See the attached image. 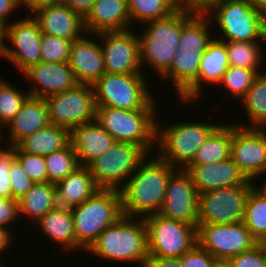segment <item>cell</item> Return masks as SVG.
<instances>
[{
	"instance_id": "obj_34",
	"label": "cell",
	"mask_w": 266,
	"mask_h": 267,
	"mask_svg": "<svg viewBox=\"0 0 266 267\" xmlns=\"http://www.w3.org/2000/svg\"><path fill=\"white\" fill-rule=\"evenodd\" d=\"M130 20L147 23L168 17L180 7L177 0H127Z\"/></svg>"
},
{
	"instance_id": "obj_35",
	"label": "cell",
	"mask_w": 266,
	"mask_h": 267,
	"mask_svg": "<svg viewBox=\"0 0 266 267\" xmlns=\"http://www.w3.org/2000/svg\"><path fill=\"white\" fill-rule=\"evenodd\" d=\"M242 222L257 241L266 235V196L256 186L248 195Z\"/></svg>"
},
{
	"instance_id": "obj_39",
	"label": "cell",
	"mask_w": 266,
	"mask_h": 267,
	"mask_svg": "<svg viewBox=\"0 0 266 267\" xmlns=\"http://www.w3.org/2000/svg\"><path fill=\"white\" fill-rule=\"evenodd\" d=\"M259 73L262 72L245 67L229 66L219 84H223V87L228 90V93L233 94V97L242 99Z\"/></svg>"
},
{
	"instance_id": "obj_29",
	"label": "cell",
	"mask_w": 266,
	"mask_h": 267,
	"mask_svg": "<svg viewBox=\"0 0 266 267\" xmlns=\"http://www.w3.org/2000/svg\"><path fill=\"white\" fill-rule=\"evenodd\" d=\"M70 142V131L67 128L49 124L32 135L22 139L16 146L29 154L47 156L65 147Z\"/></svg>"
},
{
	"instance_id": "obj_40",
	"label": "cell",
	"mask_w": 266,
	"mask_h": 267,
	"mask_svg": "<svg viewBox=\"0 0 266 267\" xmlns=\"http://www.w3.org/2000/svg\"><path fill=\"white\" fill-rule=\"evenodd\" d=\"M72 41L53 35L42 34L41 61L47 63H64L69 60Z\"/></svg>"
},
{
	"instance_id": "obj_11",
	"label": "cell",
	"mask_w": 266,
	"mask_h": 267,
	"mask_svg": "<svg viewBox=\"0 0 266 267\" xmlns=\"http://www.w3.org/2000/svg\"><path fill=\"white\" fill-rule=\"evenodd\" d=\"M247 180L238 186L222 187L199 194L198 224H233L243 221L246 201L256 186Z\"/></svg>"
},
{
	"instance_id": "obj_41",
	"label": "cell",
	"mask_w": 266,
	"mask_h": 267,
	"mask_svg": "<svg viewBox=\"0 0 266 267\" xmlns=\"http://www.w3.org/2000/svg\"><path fill=\"white\" fill-rule=\"evenodd\" d=\"M15 158L21 163L26 174L34 183L48 182L44 156L22 152L15 146Z\"/></svg>"
},
{
	"instance_id": "obj_52",
	"label": "cell",
	"mask_w": 266,
	"mask_h": 267,
	"mask_svg": "<svg viewBox=\"0 0 266 267\" xmlns=\"http://www.w3.org/2000/svg\"><path fill=\"white\" fill-rule=\"evenodd\" d=\"M12 234L13 233H11L9 229L0 226V254H2L3 251L5 252L6 249H10V245L14 243L12 242Z\"/></svg>"
},
{
	"instance_id": "obj_55",
	"label": "cell",
	"mask_w": 266,
	"mask_h": 267,
	"mask_svg": "<svg viewBox=\"0 0 266 267\" xmlns=\"http://www.w3.org/2000/svg\"><path fill=\"white\" fill-rule=\"evenodd\" d=\"M214 267H234L230 259H215Z\"/></svg>"
},
{
	"instance_id": "obj_7",
	"label": "cell",
	"mask_w": 266,
	"mask_h": 267,
	"mask_svg": "<svg viewBox=\"0 0 266 267\" xmlns=\"http://www.w3.org/2000/svg\"><path fill=\"white\" fill-rule=\"evenodd\" d=\"M204 11L207 15H211L210 18L213 17L211 22L217 24L219 30L222 31L221 34L225 35L226 39L218 40L225 42L264 41L265 19L250 0H215Z\"/></svg>"
},
{
	"instance_id": "obj_30",
	"label": "cell",
	"mask_w": 266,
	"mask_h": 267,
	"mask_svg": "<svg viewBox=\"0 0 266 267\" xmlns=\"http://www.w3.org/2000/svg\"><path fill=\"white\" fill-rule=\"evenodd\" d=\"M56 206V187L51 182L34 183L18 200L19 215L31 217L35 223Z\"/></svg>"
},
{
	"instance_id": "obj_20",
	"label": "cell",
	"mask_w": 266,
	"mask_h": 267,
	"mask_svg": "<svg viewBox=\"0 0 266 267\" xmlns=\"http://www.w3.org/2000/svg\"><path fill=\"white\" fill-rule=\"evenodd\" d=\"M68 64L78 82L82 84L93 85L106 74L100 44L84 35L72 41Z\"/></svg>"
},
{
	"instance_id": "obj_36",
	"label": "cell",
	"mask_w": 266,
	"mask_h": 267,
	"mask_svg": "<svg viewBox=\"0 0 266 267\" xmlns=\"http://www.w3.org/2000/svg\"><path fill=\"white\" fill-rule=\"evenodd\" d=\"M48 182L56 183L80 167L71 142L65 147L44 156Z\"/></svg>"
},
{
	"instance_id": "obj_45",
	"label": "cell",
	"mask_w": 266,
	"mask_h": 267,
	"mask_svg": "<svg viewBox=\"0 0 266 267\" xmlns=\"http://www.w3.org/2000/svg\"><path fill=\"white\" fill-rule=\"evenodd\" d=\"M234 267H266V256L258 245L230 258Z\"/></svg>"
},
{
	"instance_id": "obj_19",
	"label": "cell",
	"mask_w": 266,
	"mask_h": 267,
	"mask_svg": "<svg viewBox=\"0 0 266 267\" xmlns=\"http://www.w3.org/2000/svg\"><path fill=\"white\" fill-rule=\"evenodd\" d=\"M32 16L37 20L42 34L74 41L86 33L84 19L60 0L40 8Z\"/></svg>"
},
{
	"instance_id": "obj_23",
	"label": "cell",
	"mask_w": 266,
	"mask_h": 267,
	"mask_svg": "<svg viewBox=\"0 0 266 267\" xmlns=\"http://www.w3.org/2000/svg\"><path fill=\"white\" fill-rule=\"evenodd\" d=\"M70 142L80 166L88 167L116 141L94 120L73 128L70 131Z\"/></svg>"
},
{
	"instance_id": "obj_16",
	"label": "cell",
	"mask_w": 266,
	"mask_h": 267,
	"mask_svg": "<svg viewBox=\"0 0 266 267\" xmlns=\"http://www.w3.org/2000/svg\"><path fill=\"white\" fill-rule=\"evenodd\" d=\"M7 39L13 47L6 44L4 58L11 61L20 72L23 73L30 66L41 62L42 32L33 16L8 24Z\"/></svg>"
},
{
	"instance_id": "obj_48",
	"label": "cell",
	"mask_w": 266,
	"mask_h": 267,
	"mask_svg": "<svg viewBox=\"0 0 266 267\" xmlns=\"http://www.w3.org/2000/svg\"><path fill=\"white\" fill-rule=\"evenodd\" d=\"M145 267H182L179 258L148 257Z\"/></svg>"
},
{
	"instance_id": "obj_51",
	"label": "cell",
	"mask_w": 266,
	"mask_h": 267,
	"mask_svg": "<svg viewBox=\"0 0 266 267\" xmlns=\"http://www.w3.org/2000/svg\"><path fill=\"white\" fill-rule=\"evenodd\" d=\"M215 0H181L182 8L204 11Z\"/></svg>"
},
{
	"instance_id": "obj_13",
	"label": "cell",
	"mask_w": 266,
	"mask_h": 267,
	"mask_svg": "<svg viewBox=\"0 0 266 267\" xmlns=\"http://www.w3.org/2000/svg\"><path fill=\"white\" fill-rule=\"evenodd\" d=\"M197 244L215 259H230L257 245L243 222L233 224H198Z\"/></svg>"
},
{
	"instance_id": "obj_3",
	"label": "cell",
	"mask_w": 266,
	"mask_h": 267,
	"mask_svg": "<svg viewBox=\"0 0 266 267\" xmlns=\"http://www.w3.org/2000/svg\"><path fill=\"white\" fill-rule=\"evenodd\" d=\"M71 213L76 243L87 251L100 233L123 215L120 191L100 189L85 202L72 207Z\"/></svg>"
},
{
	"instance_id": "obj_2",
	"label": "cell",
	"mask_w": 266,
	"mask_h": 267,
	"mask_svg": "<svg viewBox=\"0 0 266 267\" xmlns=\"http://www.w3.org/2000/svg\"><path fill=\"white\" fill-rule=\"evenodd\" d=\"M122 215L104 229L87 252L111 261L138 263L145 267L149 257L145 219Z\"/></svg>"
},
{
	"instance_id": "obj_22",
	"label": "cell",
	"mask_w": 266,
	"mask_h": 267,
	"mask_svg": "<svg viewBox=\"0 0 266 267\" xmlns=\"http://www.w3.org/2000/svg\"><path fill=\"white\" fill-rule=\"evenodd\" d=\"M130 23L127 0H96L84 18L86 36L130 30Z\"/></svg>"
},
{
	"instance_id": "obj_38",
	"label": "cell",
	"mask_w": 266,
	"mask_h": 267,
	"mask_svg": "<svg viewBox=\"0 0 266 267\" xmlns=\"http://www.w3.org/2000/svg\"><path fill=\"white\" fill-rule=\"evenodd\" d=\"M29 93L16 90L15 86L0 79V132L20 111L22 104L29 97Z\"/></svg>"
},
{
	"instance_id": "obj_26",
	"label": "cell",
	"mask_w": 266,
	"mask_h": 267,
	"mask_svg": "<svg viewBox=\"0 0 266 267\" xmlns=\"http://www.w3.org/2000/svg\"><path fill=\"white\" fill-rule=\"evenodd\" d=\"M58 206L72 208L92 197L100 188L90 169L80 166L74 172L55 183Z\"/></svg>"
},
{
	"instance_id": "obj_31",
	"label": "cell",
	"mask_w": 266,
	"mask_h": 267,
	"mask_svg": "<svg viewBox=\"0 0 266 267\" xmlns=\"http://www.w3.org/2000/svg\"><path fill=\"white\" fill-rule=\"evenodd\" d=\"M232 124H220L197 150L189 165L213 164L231 157Z\"/></svg>"
},
{
	"instance_id": "obj_46",
	"label": "cell",
	"mask_w": 266,
	"mask_h": 267,
	"mask_svg": "<svg viewBox=\"0 0 266 267\" xmlns=\"http://www.w3.org/2000/svg\"><path fill=\"white\" fill-rule=\"evenodd\" d=\"M19 217L21 216L19 215L18 200L0 198V226L10 230L8 227Z\"/></svg>"
},
{
	"instance_id": "obj_6",
	"label": "cell",
	"mask_w": 266,
	"mask_h": 267,
	"mask_svg": "<svg viewBox=\"0 0 266 267\" xmlns=\"http://www.w3.org/2000/svg\"><path fill=\"white\" fill-rule=\"evenodd\" d=\"M156 110L97 107L95 120L116 142L133 143L150 153L156 146Z\"/></svg>"
},
{
	"instance_id": "obj_12",
	"label": "cell",
	"mask_w": 266,
	"mask_h": 267,
	"mask_svg": "<svg viewBox=\"0 0 266 267\" xmlns=\"http://www.w3.org/2000/svg\"><path fill=\"white\" fill-rule=\"evenodd\" d=\"M51 124L71 131L80 124L96 119L93 86L79 83L76 87L44 98Z\"/></svg>"
},
{
	"instance_id": "obj_49",
	"label": "cell",
	"mask_w": 266,
	"mask_h": 267,
	"mask_svg": "<svg viewBox=\"0 0 266 267\" xmlns=\"http://www.w3.org/2000/svg\"><path fill=\"white\" fill-rule=\"evenodd\" d=\"M18 8L16 0H0V24L5 27L10 24L7 19Z\"/></svg>"
},
{
	"instance_id": "obj_10",
	"label": "cell",
	"mask_w": 266,
	"mask_h": 267,
	"mask_svg": "<svg viewBox=\"0 0 266 267\" xmlns=\"http://www.w3.org/2000/svg\"><path fill=\"white\" fill-rule=\"evenodd\" d=\"M146 157L151 156L140 146L115 142L88 168L100 189L120 190Z\"/></svg>"
},
{
	"instance_id": "obj_27",
	"label": "cell",
	"mask_w": 266,
	"mask_h": 267,
	"mask_svg": "<svg viewBox=\"0 0 266 267\" xmlns=\"http://www.w3.org/2000/svg\"><path fill=\"white\" fill-rule=\"evenodd\" d=\"M33 224H38L37 226L52 243L61 244L68 251L80 250L81 247L76 243L71 208L56 206Z\"/></svg>"
},
{
	"instance_id": "obj_25",
	"label": "cell",
	"mask_w": 266,
	"mask_h": 267,
	"mask_svg": "<svg viewBox=\"0 0 266 267\" xmlns=\"http://www.w3.org/2000/svg\"><path fill=\"white\" fill-rule=\"evenodd\" d=\"M50 124L48 108L44 98L29 96L18 114L5 126L9 129L11 146Z\"/></svg>"
},
{
	"instance_id": "obj_17",
	"label": "cell",
	"mask_w": 266,
	"mask_h": 267,
	"mask_svg": "<svg viewBox=\"0 0 266 267\" xmlns=\"http://www.w3.org/2000/svg\"><path fill=\"white\" fill-rule=\"evenodd\" d=\"M198 202L199 193L191 175L185 169H176L169 178L158 214L198 226Z\"/></svg>"
},
{
	"instance_id": "obj_32",
	"label": "cell",
	"mask_w": 266,
	"mask_h": 267,
	"mask_svg": "<svg viewBox=\"0 0 266 267\" xmlns=\"http://www.w3.org/2000/svg\"><path fill=\"white\" fill-rule=\"evenodd\" d=\"M203 54L177 50L170 70L162 77L173 81L179 98L198 80Z\"/></svg>"
},
{
	"instance_id": "obj_57",
	"label": "cell",
	"mask_w": 266,
	"mask_h": 267,
	"mask_svg": "<svg viewBox=\"0 0 266 267\" xmlns=\"http://www.w3.org/2000/svg\"><path fill=\"white\" fill-rule=\"evenodd\" d=\"M258 190H260L265 196H266V181L264 182V184H262V187Z\"/></svg>"
},
{
	"instance_id": "obj_53",
	"label": "cell",
	"mask_w": 266,
	"mask_h": 267,
	"mask_svg": "<svg viewBox=\"0 0 266 267\" xmlns=\"http://www.w3.org/2000/svg\"><path fill=\"white\" fill-rule=\"evenodd\" d=\"M250 2L262 15V17L266 19V0H250Z\"/></svg>"
},
{
	"instance_id": "obj_58",
	"label": "cell",
	"mask_w": 266,
	"mask_h": 267,
	"mask_svg": "<svg viewBox=\"0 0 266 267\" xmlns=\"http://www.w3.org/2000/svg\"><path fill=\"white\" fill-rule=\"evenodd\" d=\"M264 42H266V19L264 21Z\"/></svg>"
},
{
	"instance_id": "obj_4",
	"label": "cell",
	"mask_w": 266,
	"mask_h": 267,
	"mask_svg": "<svg viewBox=\"0 0 266 267\" xmlns=\"http://www.w3.org/2000/svg\"><path fill=\"white\" fill-rule=\"evenodd\" d=\"M147 28L138 36L141 64H148L163 77L171 68L178 50L183 27V8L168 17L145 23Z\"/></svg>"
},
{
	"instance_id": "obj_33",
	"label": "cell",
	"mask_w": 266,
	"mask_h": 267,
	"mask_svg": "<svg viewBox=\"0 0 266 267\" xmlns=\"http://www.w3.org/2000/svg\"><path fill=\"white\" fill-rule=\"evenodd\" d=\"M249 122L244 128L266 129V73H259L246 95L241 99ZM250 124V125H249Z\"/></svg>"
},
{
	"instance_id": "obj_21",
	"label": "cell",
	"mask_w": 266,
	"mask_h": 267,
	"mask_svg": "<svg viewBox=\"0 0 266 267\" xmlns=\"http://www.w3.org/2000/svg\"><path fill=\"white\" fill-rule=\"evenodd\" d=\"M185 170L191 175L199 194L222 187L242 185L248 180L232 157L213 164L188 165Z\"/></svg>"
},
{
	"instance_id": "obj_15",
	"label": "cell",
	"mask_w": 266,
	"mask_h": 267,
	"mask_svg": "<svg viewBox=\"0 0 266 267\" xmlns=\"http://www.w3.org/2000/svg\"><path fill=\"white\" fill-rule=\"evenodd\" d=\"M232 124L231 157L249 180L266 174V129Z\"/></svg>"
},
{
	"instance_id": "obj_37",
	"label": "cell",
	"mask_w": 266,
	"mask_h": 267,
	"mask_svg": "<svg viewBox=\"0 0 266 267\" xmlns=\"http://www.w3.org/2000/svg\"><path fill=\"white\" fill-rule=\"evenodd\" d=\"M229 66L245 67L251 70H260L262 62V46L258 42H225Z\"/></svg>"
},
{
	"instance_id": "obj_47",
	"label": "cell",
	"mask_w": 266,
	"mask_h": 267,
	"mask_svg": "<svg viewBox=\"0 0 266 267\" xmlns=\"http://www.w3.org/2000/svg\"><path fill=\"white\" fill-rule=\"evenodd\" d=\"M74 12H77L83 19L91 11L96 0H60Z\"/></svg>"
},
{
	"instance_id": "obj_50",
	"label": "cell",
	"mask_w": 266,
	"mask_h": 267,
	"mask_svg": "<svg viewBox=\"0 0 266 267\" xmlns=\"http://www.w3.org/2000/svg\"><path fill=\"white\" fill-rule=\"evenodd\" d=\"M57 0H16L18 7L20 8L21 4L25 5L29 12H32L33 15L40 8H44L49 4L55 3Z\"/></svg>"
},
{
	"instance_id": "obj_1",
	"label": "cell",
	"mask_w": 266,
	"mask_h": 267,
	"mask_svg": "<svg viewBox=\"0 0 266 267\" xmlns=\"http://www.w3.org/2000/svg\"><path fill=\"white\" fill-rule=\"evenodd\" d=\"M145 158L119 190L122 214L128 217L158 213L163 205L167 184L176 170L158 155Z\"/></svg>"
},
{
	"instance_id": "obj_56",
	"label": "cell",
	"mask_w": 266,
	"mask_h": 267,
	"mask_svg": "<svg viewBox=\"0 0 266 267\" xmlns=\"http://www.w3.org/2000/svg\"><path fill=\"white\" fill-rule=\"evenodd\" d=\"M257 245L260 247V249L262 250V252L264 253V255L266 256V235L261 237L258 241H257Z\"/></svg>"
},
{
	"instance_id": "obj_54",
	"label": "cell",
	"mask_w": 266,
	"mask_h": 267,
	"mask_svg": "<svg viewBox=\"0 0 266 267\" xmlns=\"http://www.w3.org/2000/svg\"><path fill=\"white\" fill-rule=\"evenodd\" d=\"M6 38V27L2 24H0V56L4 57L5 54V47H6V43L5 39Z\"/></svg>"
},
{
	"instance_id": "obj_28",
	"label": "cell",
	"mask_w": 266,
	"mask_h": 267,
	"mask_svg": "<svg viewBox=\"0 0 266 267\" xmlns=\"http://www.w3.org/2000/svg\"><path fill=\"white\" fill-rule=\"evenodd\" d=\"M210 24V16L205 11L183 8V27L178 50L204 53L208 44L213 40L209 34Z\"/></svg>"
},
{
	"instance_id": "obj_44",
	"label": "cell",
	"mask_w": 266,
	"mask_h": 267,
	"mask_svg": "<svg viewBox=\"0 0 266 267\" xmlns=\"http://www.w3.org/2000/svg\"><path fill=\"white\" fill-rule=\"evenodd\" d=\"M182 267H214L215 258L196 244L180 258Z\"/></svg>"
},
{
	"instance_id": "obj_9",
	"label": "cell",
	"mask_w": 266,
	"mask_h": 267,
	"mask_svg": "<svg viewBox=\"0 0 266 267\" xmlns=\"http://www.w3.org/2000/svg\"><path fill=\"white\" fill-rule=\"evenodd\" d=\"M149 257L180 258L197 244V226L158 213L144 217Z\"/></svg>"
},
{
	"instance_id": "obj_42",
	"label": "cell",
	"mask_w": 266,
	"mask_h": 267,
	"mask_svg": "<svg viewBox=\"0 0 266 267\" xmlns=\"http://www.w3.org/2000/svg\"><path fill=\"white\" fill-rule=\"evenodd\" d=\"M12 199L19 200L33 186L34 182L26 174L21 163L15 158L9 169Z\"/></svg>"
},
{
	"instance_id": "obj_8",
	"label": "cell",
	"mask_w": 266,
	"mask_h": 267,
	"mask_svg": "<svg viewBox=\"0 0 266 267\" xmlns=\"http://www.w3.org/2000/svg\"><path fill=\"white\" fill-rule=\"evenodd\" d=\"M143 75L106 73L92 85L96 106L122 110L156 109Z\"/></svg>"
},
{
	"instance_id": "obj_43",
	"label": "cell",
	"mask_w": 266,
	"mask_h": 267,
	"mask_svg": "<svg viewBox=\"0 0 266 267\" xmlns=\"http://www.w3.org/2000/svg\"><path fill=\"white\" fill-rule=\"evenodd\" d=\"M15 159V146L0 149V198H12L9 169Z\"/></svg>"
},
{
	"instance_id": "obj_14",
	"label": "cell",
	"mask_w": 266,
	"mask_h": 267,
	"mask_svg": "<svg viewBox=\"0 0 266 267\" xmlns=\"http://www.w3.org/2000/svg\"><path fill=\"white\" fill-rule=\"evenodd\" d=\"M100 37L105 71L110 74H143L138 35L134 30L102 32Z\"/></svg>"
},
{
	"instance_id": "obj_18",
	"label": "cell",
	"mask_w": 266,
	"mask_h": 267,
	"mask_svg": "<svg viewBox=\"0 0 266 267\" xmlns=\"http://www.w3.org/2000/svg\"><path fill=\"white\" fill-rule=\"evenodd\" d=\"M23 74L35 83L28 92L31 97L46 98L76 87L79 82L68 62H39L26 69Z\"/></svg>"
},
{
	"instance_id": "obj_5",
	"label": "cell",
	"mask_w": 266,
	"mask_h": 267,
	"mask_svg": "<svg viewBox=\"0 0 266 267\" xmlns=\"http://www.w3.org/2000/svg\"><path fill=\"white\" fill-rule=\"evenodd\" d=\"M218 126L219 124L213 121L176 122L164 128L156 123V145L161 148L158 149V156L176 169H185Z\"/></svg>"
},
{
	"instance_id": "obj_24",
	"label": "cell",
	"mask_w": 266,
	"mask_h": 267,
	"mask_svg": "<svg viewBox=\"0 0 266 267\" xmlns=\"http://www.w3.org/2000/svg\"><path fill=\"white\" fill-rule=\"evenodd\" d=\"M228 68L229 60L225 41H220L217 37V39H213L208 44L207 49L202 55L198 71V80L180 97V100L186 103L187 101L190 102L192 99H197L203 90V81L208 84H219Z\"/></svg>"
},
{
	"instance_id": "obj_59",
	"label": "cell",
	"mask_w": 266,
	"mask_h": 267,
	"mask_svg": "<svg viewBox=\"0 0 266 267\" xmlns=\"http://www.w3.org/2000/svg\"><path fill=\"white\" fill-rule=\"evenodd\" d=\"M178 6L181 7V0H177Z\"/></svg>"
}]
</instances>
